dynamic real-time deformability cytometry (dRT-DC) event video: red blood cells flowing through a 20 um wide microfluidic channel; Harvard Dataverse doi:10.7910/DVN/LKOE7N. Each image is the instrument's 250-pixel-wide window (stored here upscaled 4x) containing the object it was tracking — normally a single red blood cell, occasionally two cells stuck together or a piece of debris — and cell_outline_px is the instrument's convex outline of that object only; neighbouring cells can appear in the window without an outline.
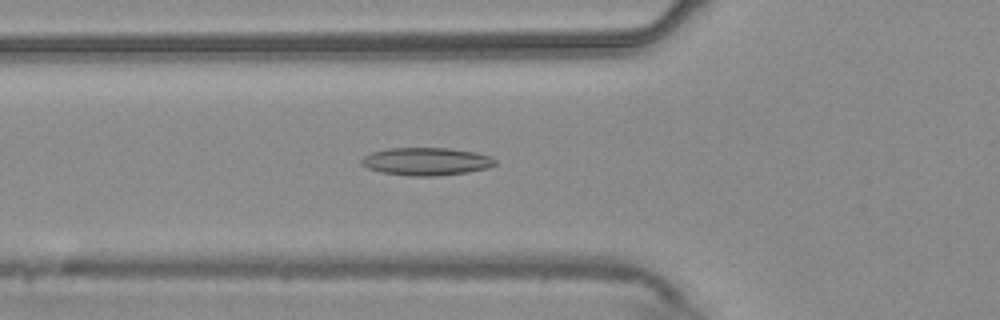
{"species": "common noctule bat (a hibernating species)", "species_latin": "Nyctalus noctula", "temperature_condition": "warm", "stored_images_in_passage": 54, "camera_frame_rate_fps": 3000, "um_per_image_px": 0.085, "animal": {"sex": "male", "body_mass_g": 20.4}, "frame": {"image": 1, "passage_image": 19, "time_ms": 6.0, "image_size_px": [1000, 320], "cell_outline_px": [[496, 164], [488, 168], [468, 172], [436, 176], [408, 176], [380, 172], [368, 168], [360, 164], [360, 160], [364, 156], [372, 152], [388, 148], [448, 148], [476, 152], [492, 156], [496, 160]], "centroid_in_image_um": [36.24, 13.72], "position_along_channel_um": 89.6, "area_um2": 21.85}}
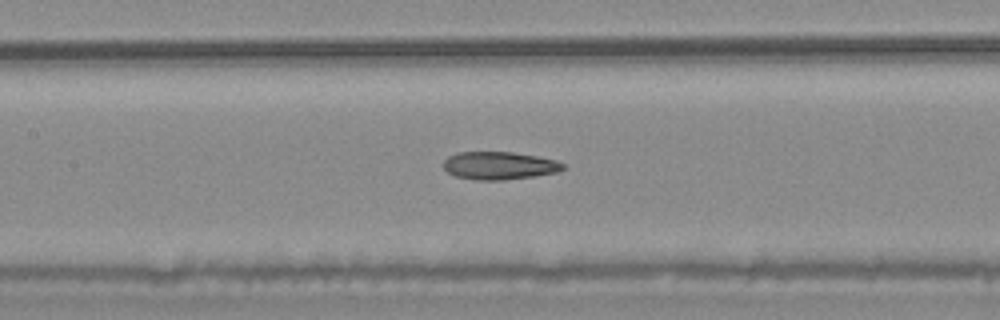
{"frame": {"image": 2, "passage_image": 25, "time_ms": 8.0, "image_size_px": [1000, 320], "cell_outline_px": [[564, 168], [556, 172], [536, 176], [504, 180], [476, 180], [456, 176], [448, 172], [444, 168], [444, 160], [448, 156], [460, 152], [512, 152], [536, 156], [556, 160], [564, 164]], "centroid_in_image_um": [42.44, 14.08], "position_along_channel_um": 165.0, "area_um2": 19.31}}
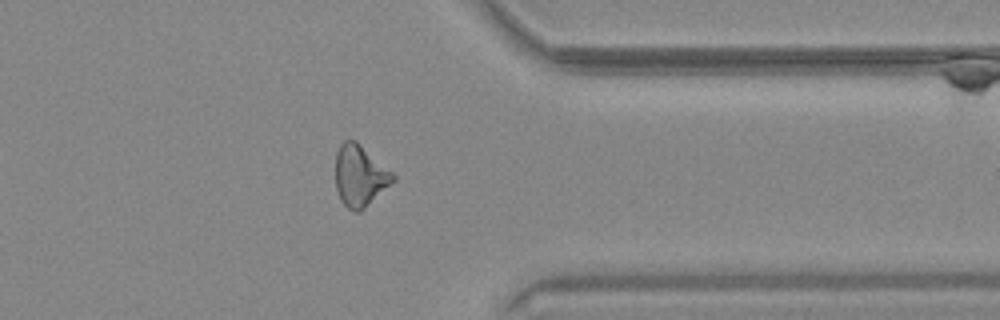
{"frame": {"image": 3, "passage_image": 43, "time_ms": 14.0, "image_size_px": [1000, 320], "cell_outline_px": [[396, 180], [360, 212], [352, 212], [340, 200], [336, 188], [336, 152], [340, 144], [344, 140], [356, 140], [392, 172], [396, 176]], "centroid_in_image_um": [30.59, 14.95], "position_along_channel_um": 380.8, "area_um2": 20.58}, "authors_computed_cell_mechanics": {"area_um2": 20.6635, "velocity_mm_per_s": 3.7324, "shape_relaxation_time_tau1_ms": null, "shape_relaxation_time_tau2_ms": 4.4641, "deformation_change_tau1": null, "deformation_change_tau2": 0.1433}}